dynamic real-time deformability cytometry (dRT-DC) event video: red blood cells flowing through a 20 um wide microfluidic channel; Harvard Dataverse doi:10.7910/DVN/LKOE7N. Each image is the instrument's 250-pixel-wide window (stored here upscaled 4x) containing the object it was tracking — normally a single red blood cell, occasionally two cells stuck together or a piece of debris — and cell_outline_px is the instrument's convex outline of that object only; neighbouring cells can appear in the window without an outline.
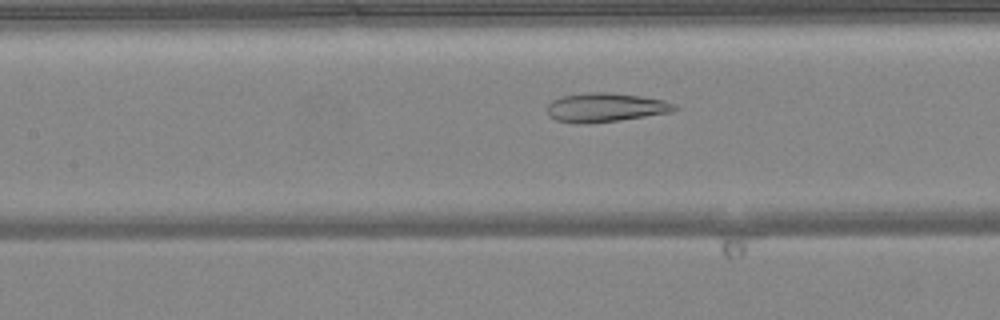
{"species": "common noctule bat (a hibernating species)", "species_latin": "Nyctalus noctula", "temperature_condition": "warm", "stored_images_in_passage": 36, "camera_frame_rate_fps": 3000, "um_per_image_px": 0.085, "animal": {"sex": "female", "body_mass_g": 24.6, "forearm_length_mm": 56.2}, "frame": {"image": 1, "passage_image": 13, "time_ms": 4.0, "image_size_px": [1000, 320], "cell_outline_px": [[680, 108], [672, 112], [620, 120], [588, 124], [584, 124], [556, 120], [548, 116], [548, 104], [552, 100], [564, 96], [588, 92], [608, 92], [640, 96], [664, 100], [676, 104]], "centroid_in_image_um": [51.49, 9.14], "position_along_channel_um": 155.9, "area_um2": 21.56}}
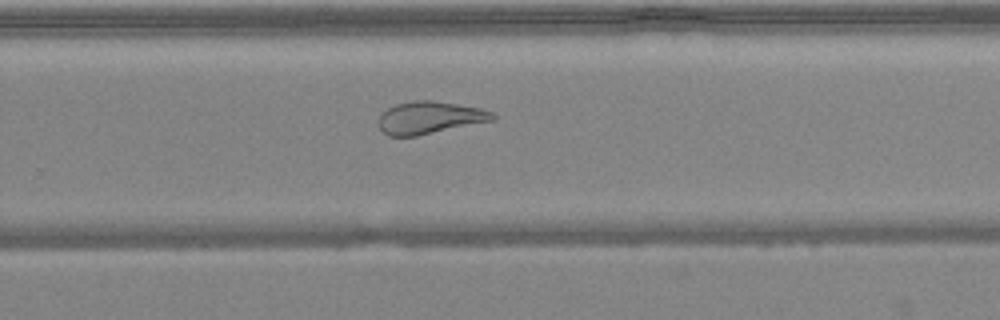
{"frame": {"image": 2, "passage_image": 23, "time_ms": 7.333, "image_size_px": [1000, 320], "cell_outline_px": [[496, 120], [416, 136], [388, 136], [380, 128], [376, 120], [388, 108], [396, 104], [416, 100], [432, 100], [480, 108], [492, 112], [496, 116]], "centroid_in_image_um": [36.52, 10.0], "position_along_channel_um": 293.3, "area_um2": 21.5}}
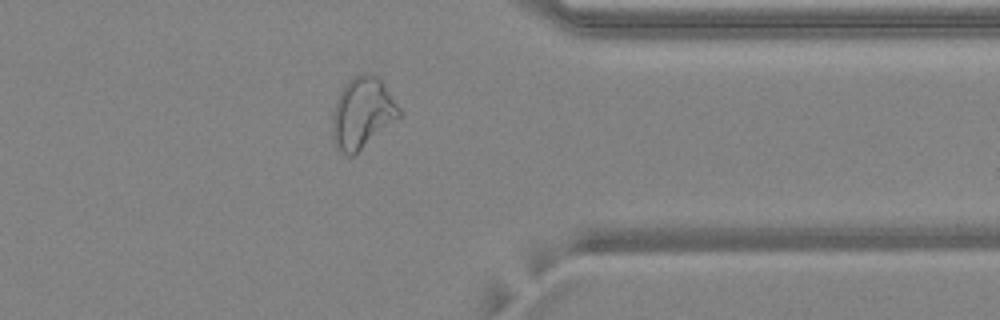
{"frame": {"image": 3, "passage_image": 30, "time_ms": 9.667, "image_size_px": [1000, 320], "cell_outline_px": [[400, 116], [352, 156], [348, 156], [336, 148], [332, 140], [332, 112], [336, 100], [344, 84], [352, 76], [364, 72], [368, 72], [376, 76], [384, 84], [400, 108]], "centroid_in_image_um": [30.75, 9.58], "position_along_channel_um": 380.6, "area_um2": 27.51}}